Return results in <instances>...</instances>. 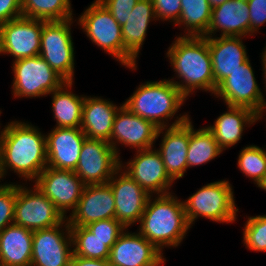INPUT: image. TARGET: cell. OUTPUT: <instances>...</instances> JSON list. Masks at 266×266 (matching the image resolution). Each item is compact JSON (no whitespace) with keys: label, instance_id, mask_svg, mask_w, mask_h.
<instances>
[{"label":"cell","instance_id":"d590c367","mask_svg":"<svg viewBox=\"0 0 266 266\" xmlns=\"http://www.w3.org/2000/svg\"><path fill=\"white\" fill-rule=\"evenodd\" d=\"M100 239H118L126 227L115 218L103 219L85 226Z\"/></svg>","mask_w":266,"mask_h":266},{"label":"cell","instance_id":"ab89813d","mask_svg":"<svg viewBox=\"0 0 266 266\" xmlns=\"http://www.w3.org/2000/svg\"><path fill=\"white\" fill-rule=\"evenodd\" d=\"M21 16V0H0V25Z\"/></svg>","mask_w":266,"mask_h":266},{"label":"cell","instance_id":"7bdbcfd3","mask_svg":"<svg viewBox=\"0 0 266 266\" xmlns=\"http://www.w3.org/2000/svg\"><path fill=\"white\" fill-rule=\"evenodd\" d=\"M208 1L210 3L211 7L214 8V7L218 6V5H221V4L225 3V2H227L228 0H208Z\"/></svg>","mask_w":266,"mask_h":266},{"label":"cell","instance_id":"603a6c76","mask_svg":"<svg viewBox=\"0 0 266 266\" xmlns=\"http://www.w3.org/2000/svg\"><path fill=\"white\" fill-rule=\"evenodd\" d=\"M219 31L220 37H249L250 12L247 0H228L212 8L211 22L203 37H215Z\"/></svg>","mask_w":266,"mask_h":266},{"label":"cell","instance_id":"ffe728a7","mask_svg":"<svg viewBox=\"0 0 266 266\" xmlns=\"http://www.w3.org/2000/svg\"><path fill=\"white\" fill-rule=\"evenodd\" d=\"M163 134L159 148L156 149L162 158L169 177L175 181L183 178L187 164V149L190 139V118L183 124L160 128L157 137Z\"/></svg>","mask_w":266,"mask_h":266},{"label":"cell","instance_id":"cb8c5ba5","mask_svg":"<svg viewBox=\"0 0 266 266\" xmlns=\"http://www.w3.org/2000/svg\"><path fill=\"white\" fill-rule=\"evenodd\" d=\"M243 38L245 37L208 38L216 87L249 58Z\"/></svg>","mask_w":266,"mask_h":266},{"label":"cell","instance_id":"e575fe53","mask_svg":"<svg viewBox=\"0 0 266 266\" xmlns=\"http://www.w3.org/2000/svg\"><path fill=\"white\" fill-rule=\"evenodd\" d=\"M17 184H0V232L14 222Z\"/></svg>","mask_w":266,"mask_h":266},{"label":"cell","instance_id":"8fae6325","mask_svg":"<svg viewBox=\"0 0 266 266\" xmlns=\"http://www.w3.org/2000/svg\"><path fill=\"white\" fill-rule=\"evenodd\" d=\"M72 255V236L67 218L54 227L33 232L31 266H70Z\"/></svg>","mask_w":266,"mask_h":266},{"label":"cell","instance_id":"d6986e66","mask_svg":"<svg viewBox=\"0 0 266 266\" xmlns=\"http://www.w3.org/2000/svg\"><path fill=\"white\" fill-rule=\"evenodd\" d=\"M66 218L70 226H86L115 218V200L110 185H85L76 208Z\"/></svg>","mask_w":266,"mask_h":266},{"label":"cell","instance_id":"4dcf8cb0","mask_svg":"<svg viewBox=\"0 0 266 266\" xmlns=\"http://www.w3.org/2000/svg\"><path fill=\"white\" fill-rule=\"evenodd\" d=\"M73 255L108 260L110 248L117 239H100L85 226H70Z\"/></svg>","mask_w":266,"mask_h":266},{"label":"cell","instance_id":"d4e9b609","mask_svg":"<svg viewBox=\"0 0 266 266\" xmlns=\"http://www.w3.org/2000/svg\"><path fill=\"white\" fill-rule=\"evenodd\" d=\"M122 105L118 107L110 100L86 95L80 129L88 139L109 142L115 115Z\"/></svg>","mask_w":266,"mask_h":266},{"label":"cell","instance_id":"4fadbf2b","mask_svg":"<svg viewBox=\"0 0 266 266\" xmlns=\"http://www.w3.org/2000/svg\"><path fill=\"white\" fill-rule=\"evenodd\" d=\"M43 20L19 17L0 25V54L14 60L34 57L40 53Z\"/></svg>","mask_w":266,"mask_h":266},{"label":"cell","instance_id":"7a4b0ae2","mask_svg":"<svg viewBox=\"0 0 266 266\" xmlns=\"http://www.w3.org/2000/svg\"><path fill=\"white\" fill-rule=\"evenodd\" d=\"M166 56L174 69L176 79H179L175 81L172 77L169 80L186 98L196 89L208 91L211 95L215 94L217 87L213 76L208 37L176 36Z\"/></svg>","mask_w":266,"mask_h":266},{"label":"cell","instance_id":"30bf717a","mask_svg":"<svg viewBox=\"0 0 266 266\" xmlns=\"http://www.w3.org/2000/svg\"><path fill=\"white\" fill-rule=\"evenodd\" d=\"M17 183L13 224L35 231L54 227L66 219L40 190Z\"/></svg>","mask_w":266,"mask_h":266},{"label":"cell","instance_id":"8d00e7d4","mask_svg":"<svg viewBox=\"0 0 266 266\" xmlns=\"http://www.w3.org/2000/svg\"><path fill=\"white\" fill-rule=\"evenodd\" d=\"M157 20L178 22L181 13V0H152Z\"/></svg>","mask_w":266,"mask_h":266},{"label":"cell","instance_id":"1f68e13d","mask_svg":"<svg viewBox=\"0 0 266 266\" xmlns=\"http://www.w3.org/2000/svg\"><path fill=\"white\" fill-rule=\"evenodd\" d=\"M22 16L37 20L65 21L73 18L70 0H21Z\"/></svg>","mask_w":266,"mask_h":266},{"label":"cell","instance_id":"ba28073f","mask_svg":"<svg viewBox=\"0 0 266 266\" xmlns=\"http://www.w3.org/2000/svg\"><path fill=\"white\" fill-rule=\"evenodd\" d=\"M105 53L124 66L122 28L113 15L98 1H93L78 18L77 25Z\"/></svg>","mask_w":266,"mask_h":266},{"label":"cell","instance_id":"52a82bcc","mask_svg":"<svg viewBox=\"0 0 266 266\" xmlns=\"http://www.w3.org/2000/svg\"><path fill=\"white\" fill-rule=\"evenodd\" d=\"M74 18L65 21H43L39 55L66 82H74V43L71 25Z\"/></svg>","mask_w":266,"mask_h":266},{"label":"cell","instance_id":"836d02e7","mask_svg":"<svg viewBox=\"0 0 266 266\" xmlns=\"http://www.w3.org/2000/svg\"><path fill=\"white\" fill-rule=\"evenodd\" d=\"M243 242L246 249L266 252V215L248 217L243 229Z\"/></svg>","mask_w":266,"mask_h":266},{"label":"cell","instance_id":"3957f363","mask_svg":"<svg viewBox=\"0 0 266 266\" xmlns=\"http://www.w3.org/2000/svg\"><path fill=\"white\" fill-rule=\"evenodd\" d=\"M173 194L150 196L139 222V233L162 252L164 247H178L192 228L183 200Z\"/></svg>","mask_w":266,"mask_h":266},{"label":"cell","instance_id":"44dd1931","mask_svg":"<svg viewBox=\"0 0 266 266\" xmlns=\"http://www.w3.org/2000/svg\"><path fill=\"white\" fill-rule=\"evenodd\" d=\"M86 135L80 128L51 129L46 135L47 166L74 171Z\"/></svg>","mask_w":266,"mask_h":266},{"label":"cell","instance_id":"74e56055","mask_svg":"<svg viewBox=\"0 0 266 266\" xmlns=\"http://www.w3.org/2000/svg\"><path fill=\"white\" fill-rule=\"evenodd\" d=\"M112 15L113 18L123 26L127 17L139 0H98Z\"/></svg>","mask_w":266,"mask_h":266},{"label":"cell","instance_id":"d6a6232c","mask_svg":"<svg viewBox=\"0 0 266 266\" xmlns=\"http://www.w3.org/2000/svg\"><path fill=\"white\" fill-rule=\"evenodd\" d=\"M237 165L241 173L258 185L266 173V150L256 145L243 147Z\"/></svg>","mask_w":266,"mask_h":266},{"label":"cell","instance_id":"f546056e","mask_svg":"<svg viewBox=\"0 0 266 266\" xmlns=\"http://www.w3.org/2000/svg\"><path fill=\"white\" fill-rule=\"evenodd\" d=\"M187 152L188 168H192L214 160L223 150L206 127L194 129L190 119V139Z\"/></svg>","mask_w":266,"mask_h":266},{"label":"cell","instance_id":"9c48e42d","mask_svg":"<svg viewBox=\"0 0 266 266\" xmlns=\"http://www.w3.org/2000/svg\"><path fill=\"white\" fill-rule=\"evenodd\" d=\"M214 96L222 97L228 106L251 109L257 114V121L266 112V99L257 84L249 58L217 86Z\"/></svg>","mask_w":266,"mask_h":266},{"label":"cell","instance_id":"83f0119b","mask_svg":"<svg viewBox=\"0 0 266 266\" xmlns=\"http://www.w3.org/2000/svg\"><path fill=\"white\" fill-rule=\"evenodd\" d=\"M72 85L73 82H65L60 88L50 93L56 128L81 127L85 95L79 96L72 92Z\"/></svg>","mask_w":266,"mask_h":266},{"label":"cell","instance_id":"60d3db41","mask_svg":"<svg viewBox=\"0 0 266 266\" xmlns=\"http://www.w3.org/2000/svg\"><path fill=\"white\" fill-rule=\"evenodd\" d=\"M70 266H111L109 260L92 259L72 255Z\"/></svg>","mask_w":266,"mask_h":266},{"label":"cell","instance_id":"e0dca14e","mask_svg":"<svg viewBox=\"0 0 266 266\" xmlns=\"http://www.w3.org/2000/svg\"><path fill=\"white\" fill-rule=\"evenodd\" d=\"M115 200V219L126 228L140 222L149 195L129 174L119 167L107 182Z\"/></svg>","mask_w":266,"mask_h":266},{"label":"cell","instance_id":"b9f144b4","mask_svg":"<svg viewBox=\"0 0 266 266\" xmlns=\"http://www.w3.org/2000/svg\"><path fill=\"white\" fill-rule=\"evenodd\" d=\"M261 62H262V70H263V74H264V76H262L264 79L263 80H265V88H266V46L264 47V51L262 52V54H261ZM266 91V90H265Z\"/></svg>","mask_w":266,"mask_h":266},{"label":"cell","instance_id":"f35d334b","mask_svg":"<svg viewBox=\"0 0 266 266\" xmlns=\"http://www.w3.org/2000/svg\"><path fill=\"white\" fill-rule=\"evenodd\" d=\"M250 12V36L266 23V0H247Z\"/></svg>","mask_w":266,"mask_h":266},{"label":"cell","instance_id":"bcb514c9","mask_svg":"<svg viewBox=\"0 0 266 266\" xmlns=\"http://www.w3.org/2000/svg\"><path fill=\"white\" fill-rule=\"evenodd\" d=\"M166 258H164L159 264H157L156 266H162V264H165Z\"/></svg>","mask_w":266,"mask_h":266},{"label":"cell","instance_id":"6da1fadb","mask_svg":"<svg viewBox=\"0 0 266 266\" xmlns=\"http://www.w3.org/2000/svg\"><path fill=\"white\" fill-rule=\"evenodd\" d=\"M0 133L3 178L14 171L24 181H35L47 167L46 134L28 122L11 121Z\"/></svg>","mask_w":266,"mask_h":266},{"label":"cell","instance_id":"5b68a950","mask_svg":"<svg viewBox=\"0 0 266 266\" xmlns=\"http://www.w3.org/2000/svg\"><path fill=\"white\" fill-rule=\"evenodd\" d=\"M234 198V191L228 180H219L202 186L183 201L190 226L198 217L217 223H233L239 210Z\"/></svg>","mask_w":266,"mask_h":266},{"label":"cell","instance_id":"8992f818","mask_svg":"<svg viewBox=\"0 0 266 266\" xmlns=\"http://www.w3.org/2000/svg\"><path fill=\"white\" fill-rule=\"evenodd\" d=\"M12 69L14 98L47 97L66 82L40 55L14 60Z\"/></svg>","mask_w":266,"mask_h":266},{"label":"cell","instance_id":"ee69618b","mask_svg":"<svg viewBox=\"0 0 266 266\" xmlns=\"http://www.w3.org/2000/svg\"><path fill=\"white\" fill-rule=\"evenodd\" d=\"M257 187L266 191V173L262 180L258 183Z\"/></svg>","mask_w":266,"mask_h":266},{"label":"cell","instance_id":"2e32d148","mask_svg":"<svg viewBox=\"0 0 266 266\" xmlns=\"http://www.w3.org/2000/svg\"><path fill=\"white\" fill-rule=\"evenodd\" d=\"M135 157L120 167L129 174L149 195L172 193L170 188L175 182L166 172L160 153L156 148L137 150Z\"/></svg>","mask_w":266,"mask_h":266},{"label":"cell","instance_id":"7c38bea8","mask_svg":"<svg viewBox=\"0 0 266 266\" xmlns=\"http://www.w3.org/2000/svg\"><path fill=\"white\" fill-rule=\"evenodd\" d=\"M109 142L86 138L74 172L85 185L106 184L120 167V160Z\"/></svg>","mask_w":266,"mask_h":266},{"label":"cell","instance_id":"277c9868","mask_svg":"<svg viewBox=\"0 0 266 266\" xmlns=\"http://www.w3.org/2000/svg\"><path fill=\"white\" fill-rule=\"evenodd\" d=\"M187 98L173 82L168 79L146 81L139 85L123 105L132 113L154 123L158 128L177 126L185 123L190 117L185 113L169 120L178 113Z\"/></svg>","mask_w":266,"mask_h":266},{"label":"cell","instance_id":"9a60e30c","mask_svg":"<svg viewBox=\"0 0 266 266\" xmlns=\"http://www.w3.org/2000/svg\"><path fill=\"white\" fill-rule=\"evenodd\" d=\"M40 190L66 218V212L74 210L81 198L85 184L72 170L46 167L35 180Z\"/></svg>","mask_w":266,"mask_h":266},{"label":"cell","instance_id":"484cf974","mask_svg":"<svg viewBox=\"0 0 266 266\" xmlns=\"http://www.w3.org/2000/svg\"><path fill=\"white\" fill-rule=\"evenodd\" d=\"M226 106L227 112L220 114L213 125L206 127L223 151L239 143L245 127H250L257 122V114L251 109Z\"/></svg>","mask_w":266,"mask_h":266},{"label":"cell","instance_id":"ac0fdd59","mask_svg":"<svg viewBox=\"0 0 266 266\" xmlns=\"http://www.w3.org/2000/svg\"><path fill=\"white\" fill-rule=\"evenodd\" d=\"M164 259L153 243L139 232H129L128 228L110 248L111 266H156Z\"/></svg>","mask_w":266,"mask_h":266},{"label":"cell","instance_id":"5bb4252c","mask_svg":"<svg viewBox=\"0 0 266 266\" xmlns=\"http://www.w3.org/2000/svg\"><path fill=\"white\" fill-rule=\"evenodd\" d=\"M159 129L154 123L135 115L122 105L115 115L109 143L120 158L118 144L136 151L154 148Z\"/></svg>","mask_w":266,"mask_h":266},{"label":"cell","instance_id":"f1b7e54d","mask_svg":"<svg viewBox=\"0 0 266 266\" xmlns=\"http://www.w3.org/2000/svg\"><path fill=\"white\" fill-rule=\"evenodd\" d=\"M212 7L208 0H181V13L175 25L184 26L181 36L203 37L211 22Z\"/></svg>","mask_w":266,"mask_h":266},{"label":"cell","instance_id":"7402d4cb","mask_svg":"<svg viewBox=\"0 0 266 266\" xmlns=\"http://www.w3.org/2000/svg\"><path fill=\"white\" fill-rule=\"evenodd\" d=\"M156 20L152 0H139L135 4L127 22L121 26L125 67L137 69L136 59L145 41L149 23Z\"/></svg>","mask_w":266,"mask_h":266},{"label":"cell","instance_id":"f6af8a7d","mask_svg":"<svg viewBox=\"0 0 266 266\" xmlns=\"http://www.w3.org/2000/svg\"><path fill=\"white\" fill-rule=\"evenodd\" d=\"M2 178H3V174L1 171V156H0V182H1V180H3Z\"/></svg>","mask_w":266,"mask_h":266},{"label":"cell","instance_id":"4316f807","mask_svg":"<svg viewBox=\"0 0 266 266\" xmlns=\"http://www.w3.org/2000/svg\"><path fill=\"white\" fill-rule=\"evenodd\" d=\"M33 232L15 224L0 232V266H31Z\"/></svg>","mask_w":266,"mask_h":266}]
</instances>
